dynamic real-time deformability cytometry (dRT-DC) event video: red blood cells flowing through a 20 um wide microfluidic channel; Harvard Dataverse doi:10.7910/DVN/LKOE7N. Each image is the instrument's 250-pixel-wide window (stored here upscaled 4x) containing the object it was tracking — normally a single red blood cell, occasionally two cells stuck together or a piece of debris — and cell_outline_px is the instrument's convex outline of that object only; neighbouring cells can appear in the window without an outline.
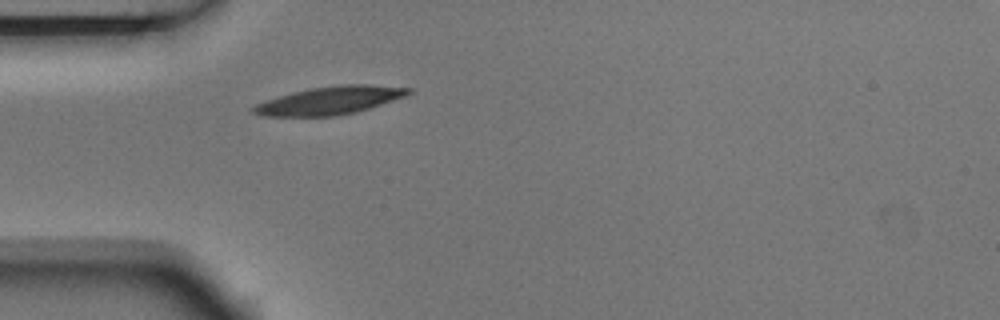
{"species": "Egyptian fruit bat (a non-hibernating species)", "species_latin": "Rousettus aegyptiacus", "temperature_condition": "room temperature", "stored_images_in_passage": 1, "camera_frame_rate_fps": 3000, "um_per_image_px": 0.085, "animal": {"sex": "male"}, "frame": {"image": 1, "passage_image": 1, "time_ms": 0.0, "image_size_px": [1000, 320], "cell_outline_px": [[412, 92], [408, 96], [356, 112], [336, 116], [260, 116], [252, 112], [248, 108], [264, 100], [292, 92], [312, 88], [340, 84], [368, 84], [412, 88]], "centroid_in_image_um": [28.03, 8.54], "position_along_channel_um": 57.0, "area_um2": 25.55}}